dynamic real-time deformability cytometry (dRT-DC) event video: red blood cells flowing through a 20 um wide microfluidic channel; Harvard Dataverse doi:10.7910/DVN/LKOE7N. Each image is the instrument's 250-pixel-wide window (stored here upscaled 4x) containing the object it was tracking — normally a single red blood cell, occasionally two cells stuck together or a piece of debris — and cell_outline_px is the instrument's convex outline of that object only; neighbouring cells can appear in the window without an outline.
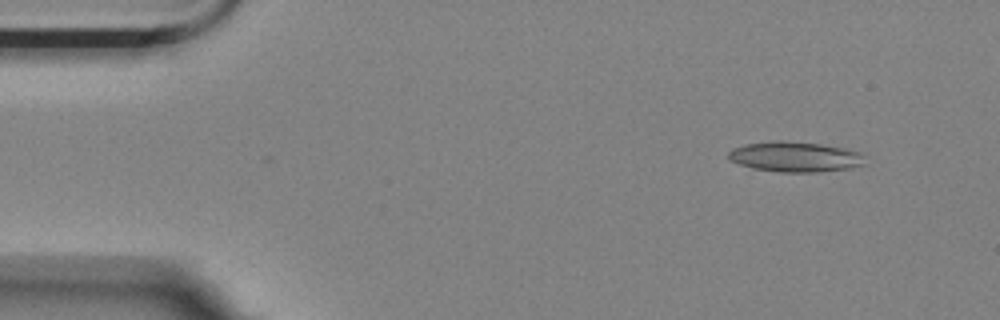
{"species": "Egyptian fruit bat (a non-hibernating species)", "species_latin": "Rousettus aegyptiacus", "temperature_condition": "room temperature", "stored_images_in_passage": 2, "camera_frame_rate_fps": 3000, "um_per_image_px": 0.085, "animal": {"sex": "female"}, "frame": {"image": 1, "passage_image": 2, "time_ms": 0.333, "image_size_px": [1000, 320], "cell_outline_px": [[868, 164], [852, 168], [820, 172], [780, 172], [752, 168], [728, 160], [728, 152], [732, 148], [744, 144], [776, 140], [780, 140], [820, 144], [844, 148], [860, 152], [864, 156]], "centroid_in_image_um": [67.61, 13.33], "position_along_channel_um": 17.4, "area_um2": 24.39}}